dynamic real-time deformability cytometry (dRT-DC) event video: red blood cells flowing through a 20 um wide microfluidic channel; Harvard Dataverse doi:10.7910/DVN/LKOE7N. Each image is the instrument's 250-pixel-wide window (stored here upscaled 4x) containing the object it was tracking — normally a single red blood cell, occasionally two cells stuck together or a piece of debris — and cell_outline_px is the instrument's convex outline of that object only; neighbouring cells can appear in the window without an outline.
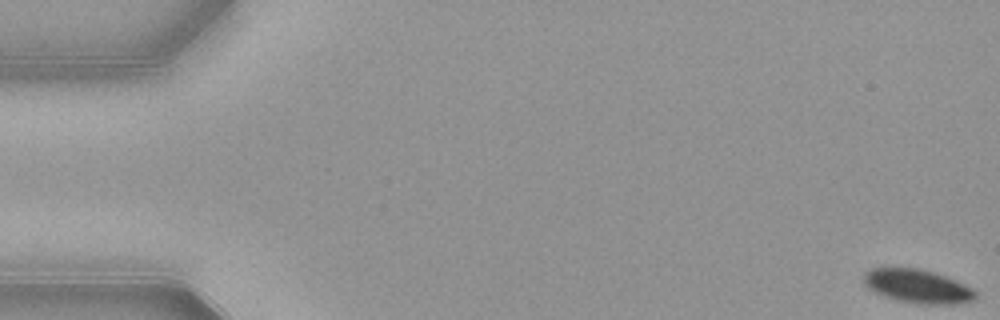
{"species": "common noctule bat (a hibernating species)", "species_latin": "Nyctalus noctula", "temperature_condition": "warm", "stored_images_in_passage": 55, "camera_frame_rate_fps": 3000, "um_per_image_px": 0.085, "animal": {"sex": "female", "body_mass_g": 21.9}, "frame": {"image": 1, "passage_image": 1, "time_ms": 0.0, "image_size_px": [1000, 320], "cell_outline_px": [[976, 300], [960, 304], [920, 304], [896, 300], [884, 296], [868, 288], [864, 280], [864, 272], [872, 268], [888, 264], [920, 268], [948, 276], [972, 288], [976, 292]], "centroid_in_image_um": [77.98, 24.28], "position_along_channel_um": 7.0, "area_um2": 22.77}}
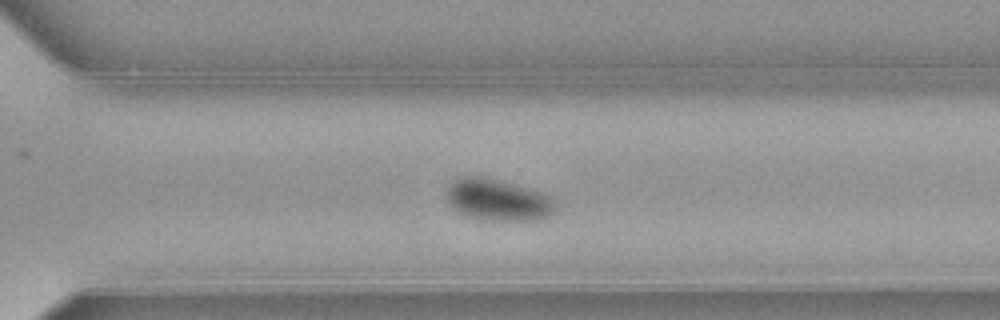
{"frame": {"image": 2, "passage_image": 38, "time_ms": 12.333, "image_size_px": [1000, 320], "cell_outline_px": [[556, 212], [552, 216], [540, 220], [484, 220], [464, 216], [452, 208], [448, 200], [448, 184], [460, 176], [480, 176], [536, 192], [548, 196], [556, 200]], "centroid_in_image_um": [42.31, 17.04], "position_along_channel_um": 328.3, "area_um2": 26.13}}
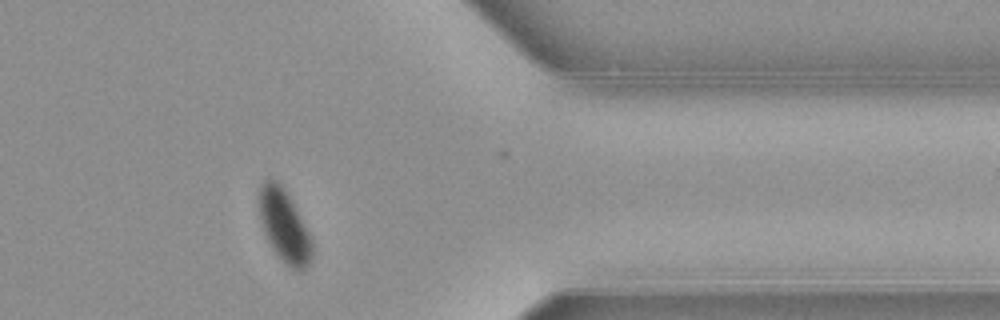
{"frame": {"image": 3, "passage_image": 44, "time_ms": 14.333, "image_size_px": [1000, 320], "cell_outline_px": [[312, 260], [300, 272], [284, 264], [280, 260], [272, 248], [264, 232], [260, 220], [256, 196], [260, 184], [264, 180], [276, 180], [288, 192], [312, 240]], "centroid_in_image_um": [24.12, 19.18], "position_along_channel_um": 387.3, "area_um2": 22.77}, "authors_computed_cell_mechanics": {"area_um2": 25.143, "velocity_mm_per_s": 3.8467, "shape_relaxation_time_tau1_ms": 3.1321, "shape_relaxation_time_tau2_ms": null, "deformation_change_tau1": 0.1133, "deformation_change_tau2": null}}